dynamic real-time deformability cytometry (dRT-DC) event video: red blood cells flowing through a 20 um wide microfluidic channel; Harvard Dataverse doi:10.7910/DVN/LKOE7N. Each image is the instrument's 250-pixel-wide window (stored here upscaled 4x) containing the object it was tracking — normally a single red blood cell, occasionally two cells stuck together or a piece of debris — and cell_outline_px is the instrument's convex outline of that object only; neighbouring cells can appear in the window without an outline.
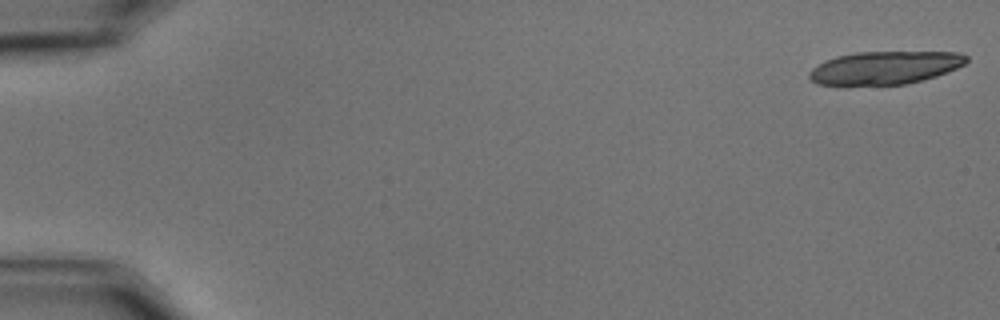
{"species": "common noctule bat (a hibernating species)", "species_latin": "Nyctalus noctula", "temperature_condition": "cold", "stored_images_in_passage": 21, "camera_frame_rate_fps": 3000, "um_per_image_px": 0.085, "animal": {"sex": "male", "body_mass_g": 15.6}, "frame": {"image": 1, "passage_image": 1, "time_ms": 0.0, "image_size_px": [1000, 320], "cell_outline_px": [[968, 60], [964, 64], [956, 68], [936, 76], [908, 84], [840, 88], [816, 84], [808, 76], [808, 72], [812, 68], [836, 56], [856, 52], [956, 52], [968, 56]], "centroid_in_image_um": [75.13, 5.81], "position_along_channel_um": 9.9, "area_um2": 31.15}}